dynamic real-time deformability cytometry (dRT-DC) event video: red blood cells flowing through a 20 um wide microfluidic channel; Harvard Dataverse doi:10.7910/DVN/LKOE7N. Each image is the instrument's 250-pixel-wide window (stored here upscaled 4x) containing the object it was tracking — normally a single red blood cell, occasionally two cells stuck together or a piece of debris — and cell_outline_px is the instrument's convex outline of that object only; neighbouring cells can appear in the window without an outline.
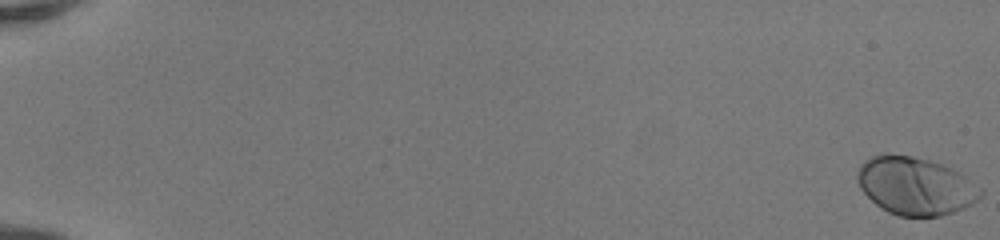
{"species": "human", "species_latin": "Homo sapiens", "temperature_condition": "room temperature", "stored_images_in_passage": 52, "camera_frame_rate_fps": 3000, "um_per_image_px": 0.085, "donor": {"sex": "female"}, "frame": {"image": 1, "passage_image": 1, "time_ms": 0.0, "image_size_px": [1000, 240], "cell_outline_px": [[984, 192], [972, 204], [964, 208], [940, 216], [900, 216], [888, 212], [880, 208], [860, 188], [856, 180], [856, 172], [860, 164], [864, 160], [872, 156], [888, 152], [912, 156], [928, 160], [940, 164], [960, 172], [984, 188]], "centroid_in_image_um": [77.8, 15.79], "position_along_channel_um": 7.2, "area_um2": 41.91}}
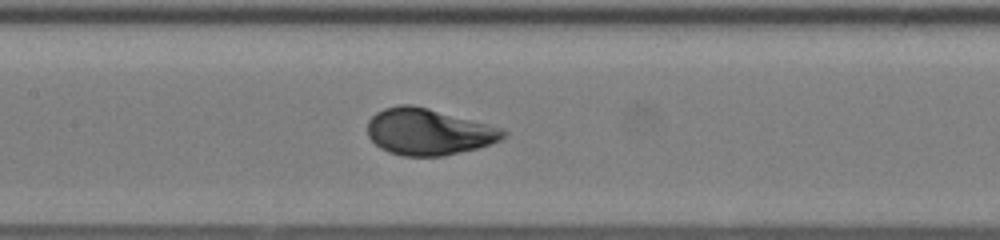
{"frame": {"image": 2, "passage_image": 28, "time_ms": 9.0, "image_size_px": [1000, 240], "cell_outline_px": [[508, 136], [492, 144], [444, 156], [404, 156], [388, 152], [380, 148], [368, 136], [368, 120], [376, 112], [384, 108], [400, 104], [412, 104], [428, 108], [504, 128], [508, 132]], "centroid_in_image_um": [36.44, 11.2], "position_along_channel_um": 171.0, "area_um2": 36.93}}
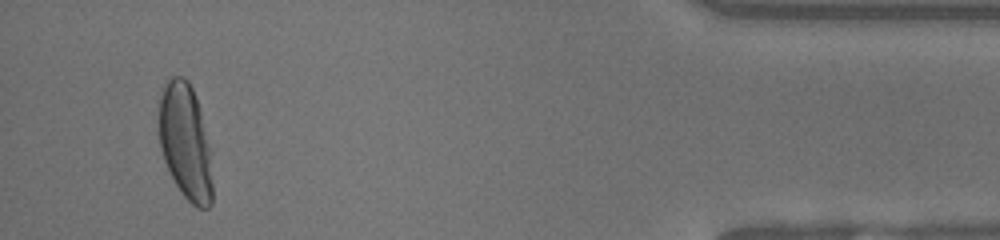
{"frame": {"image": 3, "passage_image": 50, "time_ms": 16.333, "image_size_px": [1000, 240], "cell_outline_px": [[212, 204], [208, 208], [196, 208], [180, 192], [164, 160], [160, 148], [160, 96], [164, 84], [172, 76], [184, 76], [188, 80], [192, 88], [200, 112], [208, 144], [212, 184]], "centroid_in_image_um": [15.75, 12.07], "position_along_channel_um": 419.4, "area_um2": 35.49}, "authors_computed_cell_mechanics": {"area_um2": 37.3966, "velocity_mm_per_s": 4.1447, "shape_relaxation_time_tau1_ms": 2.5412, "shape_relaxation_time_tau2_ms": null, "deformation_change_tau1": 0.1662, "deformation_change_tau2": null}}